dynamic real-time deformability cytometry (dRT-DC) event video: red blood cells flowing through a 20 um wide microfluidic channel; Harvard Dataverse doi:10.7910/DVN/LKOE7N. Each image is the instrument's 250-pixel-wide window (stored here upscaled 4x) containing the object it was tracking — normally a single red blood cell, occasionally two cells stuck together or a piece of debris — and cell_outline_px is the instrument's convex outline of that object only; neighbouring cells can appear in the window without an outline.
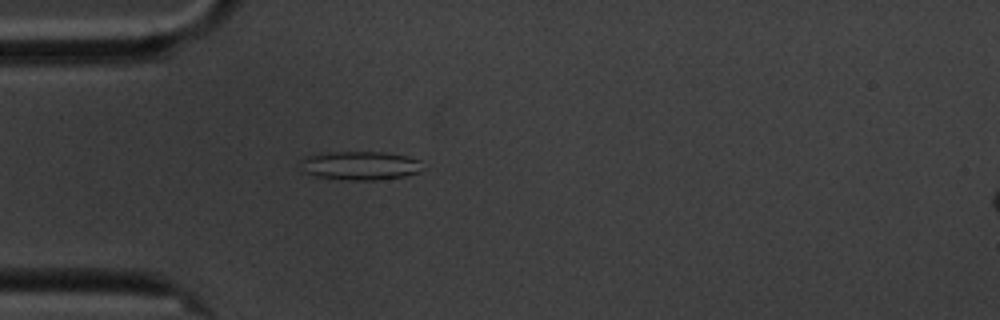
{"species": "common noctule bat (a hibernating species)", "species_latin": "Nyctalus noctula", "temperature_condition": "cold", "stored_images_in_passage": 46, "camera_frame_rate_fps": 3000, "um_per_image_px": 0.085, "animal": {"sex": "male", "body_mass_g": 20.1, "forearm_length_mm": 53.5}, "frame": {"image": 1, "passage_image": 4, "time_ms": 1.0, "image_size_px": [1000, 320], "cell_outline_px": [[420, 172], [404, 176], [376, 180], [340, 180], [312, 176], [300, 172], [300, 156], [320, 152], [384, 152], [404, 156], [420, 160]], "centroid_in_image_um": [30.44, 14.08], "position_along_channel_um": 54.6, "area_um2": 20.98}}
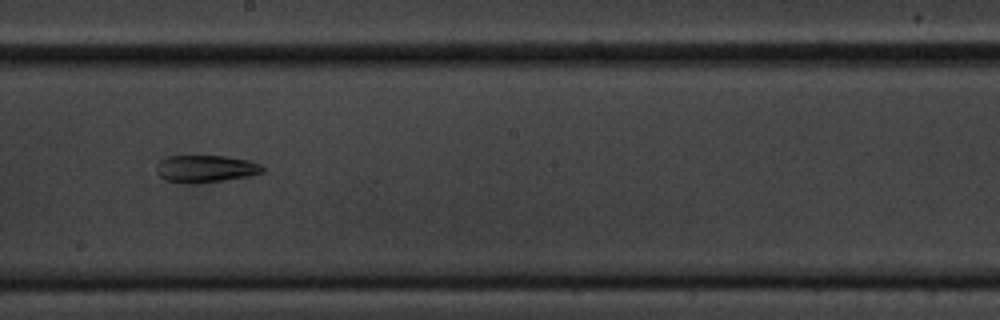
{"frame": {"image": 2, "passage_image": 20, "time_ms": 6.333, "image_size_px": [1000, 320], "cell_outline_px": [[264, 172], [248, 176], [224, 180], [196, 184], [192, 184], [168, 180], [160, 176], [156, 172], [156, 164], [160, 160], [168, 156], [224, 156], [252, 160], [260, 164], [264, 168]], "centroid_in_image_um": [17.49, 14.34], "position_along_channel_um": 230.7, "area_um2": 16.94}}
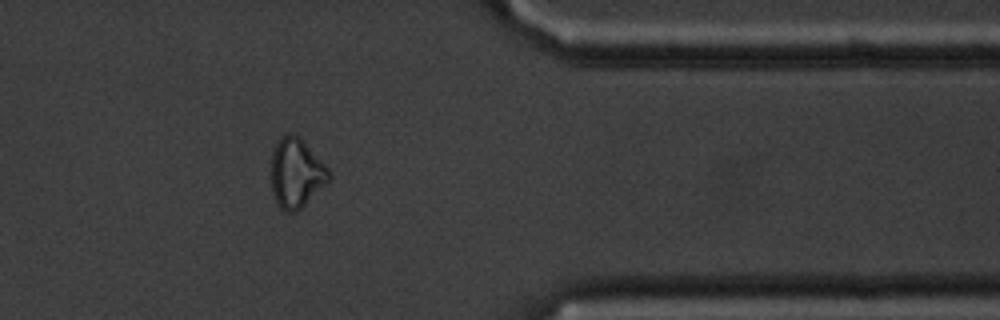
{"frame": {"image": 3, "passage_image": 35, "time_ms": 11.333, "image_size_px": [1000, 320], "cell_outline_px": [[332, 176], [296, 212], [284, 212], [280, 208], [272, 192], [272, 152], [280, 136], [288, 132], [296, 132], [328, 168]], "centroid_in_image_um": [25.16, 14.66], "position_along_channel_um": 386.2, "area_um2": 23.12}}